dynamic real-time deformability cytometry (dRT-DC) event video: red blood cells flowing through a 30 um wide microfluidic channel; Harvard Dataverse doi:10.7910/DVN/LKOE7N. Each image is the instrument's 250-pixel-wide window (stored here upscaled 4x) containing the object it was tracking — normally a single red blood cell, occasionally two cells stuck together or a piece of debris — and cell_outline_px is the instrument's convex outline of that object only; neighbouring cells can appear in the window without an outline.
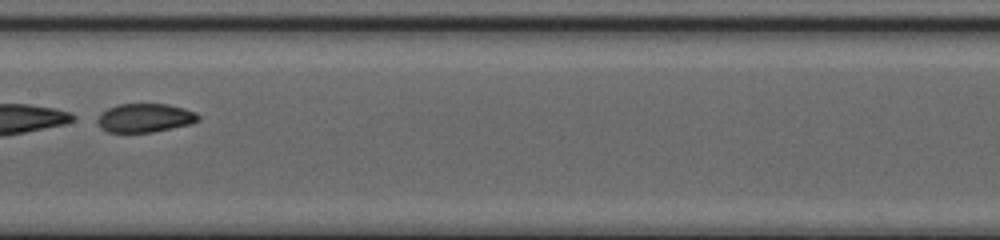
{"species": "common noctule bat (a hibernating species)", "species_latin": "Nyctalus noctula", "temperature_condition": "cold", "stored_images_in_passage": 52, "segment_of_instrument_passage": [2, 2], "camera_frame_rate_fps": 3000, "um_per_image_px": 0.085, "animal": {"sex": "female", "body_mass_g": 20.0, "forearm_length_mm": 54.0}, "frame": {"image": 1, "passage_image": 30, "time_ms": 9.667, "image_size_px": [1000, 240], "cell_outline_px": [[200, 120], [192, 124], [152, 132], [108, 132], [100, 128], [96, 120], [100, 112], [108, 108], [120, 104], [168, 104], [184, 108], [196, 112], [200, 116]], "centroid_in_image_um": [12.32, 10.02], "position_along_channel_um": 195.1, "area_um2": 17.05}}
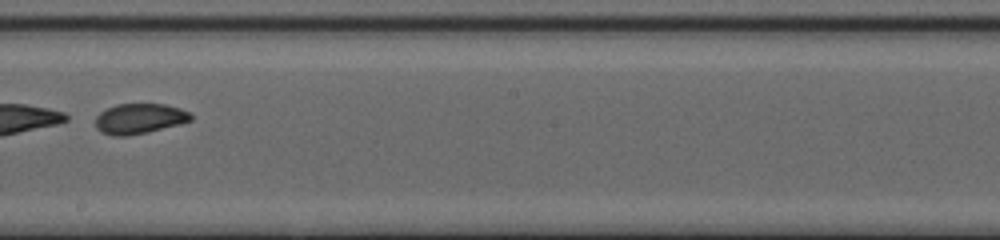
{"frame": {"image": 2, "passage_image": 33, "time_ms": 10.667, "image_size_px": [1000, 240], "cell_outline_px": [[192, 120], [180, 124], [148, 132], [128, 136], [112, 136], [100, 132], [96, 128], [96, 116], [100, 112], [116, 104], [164, 104], [180, 108], [188, 112], [192, 116]], "centroid_in_image_um": [11.83, 10.09], "position_along_channel_um": 236.4, "area_um2": 16.88}}